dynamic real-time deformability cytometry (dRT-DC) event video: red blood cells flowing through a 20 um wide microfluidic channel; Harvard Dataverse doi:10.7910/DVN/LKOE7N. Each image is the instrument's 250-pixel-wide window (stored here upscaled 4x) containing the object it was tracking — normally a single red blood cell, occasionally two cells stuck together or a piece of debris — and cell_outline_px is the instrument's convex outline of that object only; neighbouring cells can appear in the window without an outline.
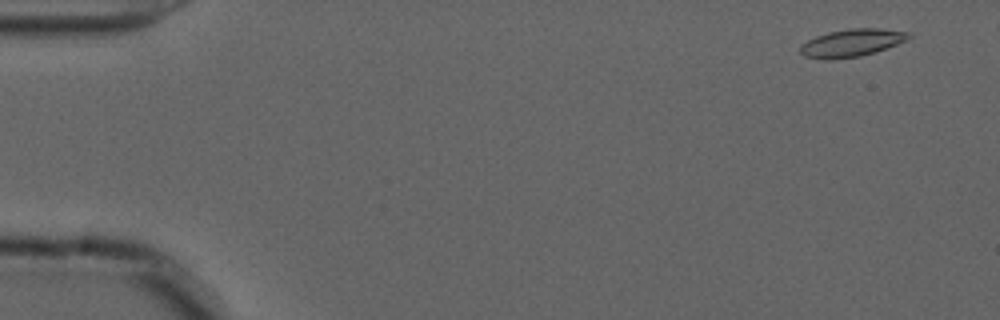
{"species": "common noctule bat (a hibernating species)", "species_latin": "Nyctalus noctula", "temperature_condition": "cold", "stored_images_in_passage": 8, "camera_frame_rate_fps": 3000, "um_per_image_px": 0.085, "animal": {"sex": "male", "forearm_length_mm": 52.5}, "frame": {"image": 1, "passage_image": 3, "time_ms": 0.667, "image_size_px": [1000, 320], "cell_outline_px": [[912, 36], [908, 40], [860, 56], [804, 56], [800, 52], [800, 44], [816, 36], [828, 32], [852, 28], [880, 28], [908, 32]], "centroid_in_image_um": [72.46, 3.57], "position_along_channel_um": 12.5, "area_um2": 16.47}}